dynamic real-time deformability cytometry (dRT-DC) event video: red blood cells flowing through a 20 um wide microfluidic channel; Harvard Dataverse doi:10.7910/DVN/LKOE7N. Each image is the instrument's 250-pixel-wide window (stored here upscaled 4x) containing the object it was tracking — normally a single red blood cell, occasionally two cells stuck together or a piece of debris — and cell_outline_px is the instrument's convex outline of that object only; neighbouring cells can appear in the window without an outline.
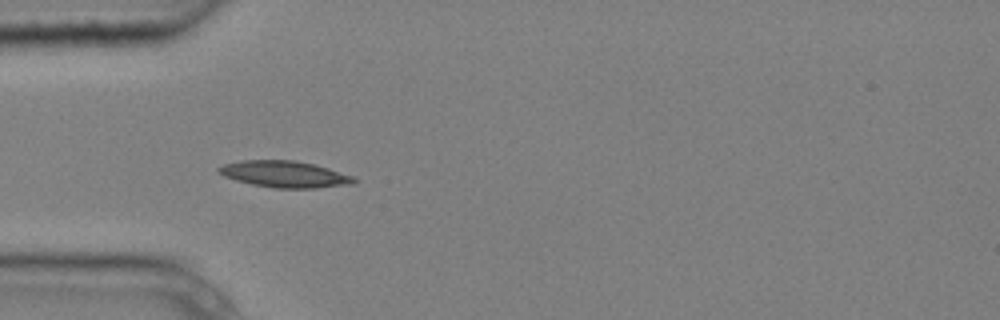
{"species": "common noctule bat (a hibernating species)", "species_latin": "Nyctalus noctula", "temperature_condition": "cold", "stored_images_in_passage": 3, "camera_frame_rate_fps": 3000, "um_per_image_px": 0.085, "animal": {"sex": "male", "body_mass_g": 20.4}, "frame": {"image": 1, "passage_image": 3, "time_ms": 0.667, "image_size_px": [1000, 320], "cell_outline_px": [[360, 180], [356, 184], [316, 188], [272, 188], [252, 184], [236, 180], [224, 176], [216, 168], [224, 164], [240, 160], [292, 160], [312, 164], [328, 168], [356, 176]], "centroid_in_image_um": [24.27, 14.81], "position_along_channel_um": 60.7, "area_um2": 21.1}}